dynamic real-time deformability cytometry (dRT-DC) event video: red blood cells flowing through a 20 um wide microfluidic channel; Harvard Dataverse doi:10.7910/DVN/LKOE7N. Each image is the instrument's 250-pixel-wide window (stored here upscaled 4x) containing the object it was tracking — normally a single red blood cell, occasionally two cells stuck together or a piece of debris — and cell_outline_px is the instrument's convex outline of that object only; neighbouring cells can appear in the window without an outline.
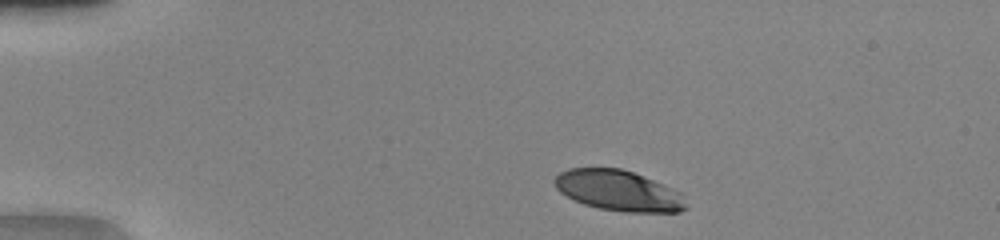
{"species": "human", "species_latin": "Homo sapiens", "temperature_condition": "warm", "stored_images_in_passage": 41, "camera_frame_rate_fps": 3000, "um_per_image_px": 0.085, "donor": {"sex": "female"}, "frame": {"image": 1, "passage_image": 1, "time_ms": 0.0, "image_size_px": [1000, 240], "cell_outline_px": [[680, 208], [672, 212], [660, 212], [608, 208], [592, 204], [580, 200], [564, 192], [556, 184], [556, 180], [560, 176], [576, 168], [616, 168], [640, 176]], "centroid_in_image_um": [52.21, 16.15], "position_along_channel_um": 32.8, "area_um2": 25.37}}
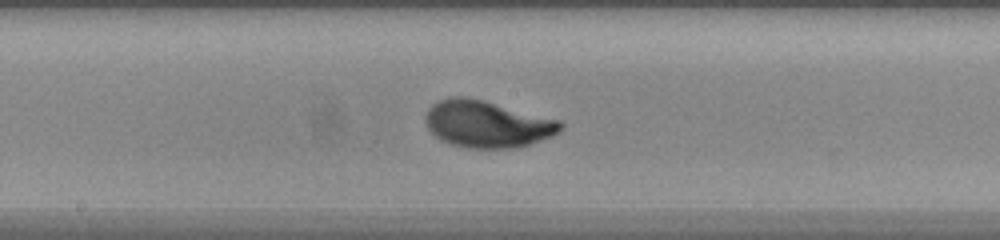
{"frame": {"image": 2, "passage_image": 19, "time_ms": 6.0, "image_size_px": [1000, 240], "cell_outline_px": [[556, 128], [552, 132], [528, 140], [512, 144], [476, 144], [456, 140], [440, 132], [436, 128], [432, 120], [432, 112], [436, 108], [444, 104], [460, 100], [484, 104], [556, 124]], "centroid_in_image_um": [41.4, 10.54], "position_along_channel_um": 206.8, "area_um2": 26.7}}
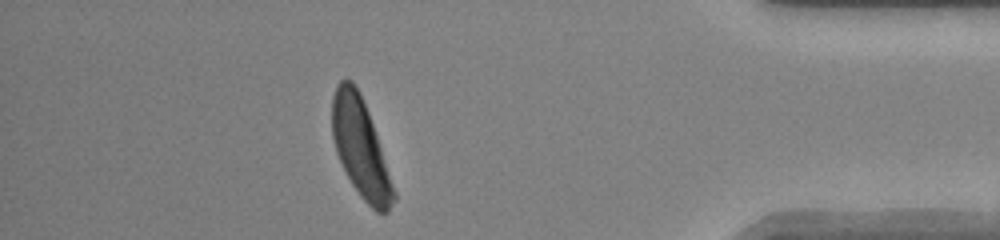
{"frame": {"image": 3, "passage_image": 36, "time_ms": 11.667, "image_size_px": [1000, 240], "cell_outline_px": [[388, 196], [384, 208], [376, 208], [360, 192], [352, 180], [340, 156], [336, 144], [332, 124], [332, 112], [336, 92], [340, 84], [344, 80], [348, 80], [352, 84], [368, 116], [372, 128], [388, 184]], "centroid_in_image_um": [30.49, 12.36], "position_along_channel_um": 404.7, "area_um2": 28.84}, "authors_computed_cell_mechanics": {"area_um2": 26.7036, "velocity_mm_per_s": 4.1152, "shape_relaxation_time_tau1_ms": 2.8618, "shape_relaxation_time_tau2_ms": 0.7424, "deformation_change_tau1": 0.1708, "deformation_change_tau2": 0.0644}}